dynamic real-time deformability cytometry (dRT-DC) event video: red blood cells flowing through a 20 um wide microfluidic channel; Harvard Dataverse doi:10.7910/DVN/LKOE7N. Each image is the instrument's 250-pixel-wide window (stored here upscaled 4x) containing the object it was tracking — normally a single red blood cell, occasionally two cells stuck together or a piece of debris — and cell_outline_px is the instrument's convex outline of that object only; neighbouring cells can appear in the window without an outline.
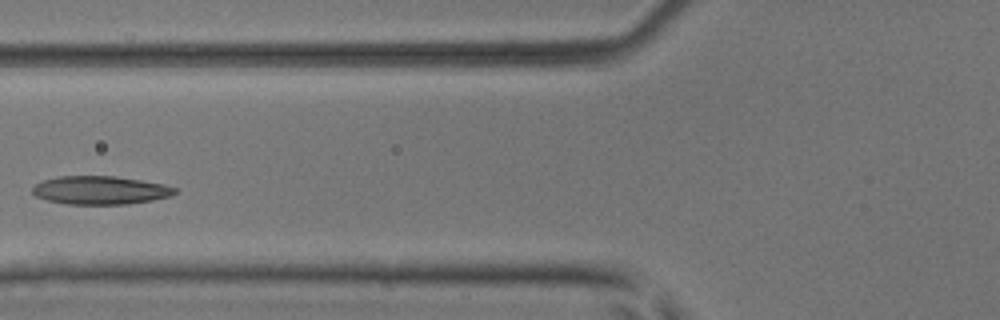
{"species": "common noctule bat (a hibernating species)", "species_latin": "Nyctalus noctula", "temperature_condition": "room temperature", "stored_images_in_passage": 3, "camera_frame_rate_fps": 3000, "um_per_image_px": 0.085, "animal": {"sex": "male", "body_mass_g": 17.9, "forearm_length_mm": 54.2}, "frame": {"image": 1, "passage_image": 3, "time_ms": 0.667, "image_size_px": [1000, 320], "cell_outline_px": [[176, 192], [172, 196], [152, 200], [128, 204], [64, 204], [48, 200], [36, 196], [32, 192], [32, 188], [36, 184], [44, 180], [60, 176], [116, 176], [164, 184], [176, 188]], "centroid_in_image_um": [8.54, 16.17], "position_along_channel_um": 117.3, "area_um2": 23.47}}